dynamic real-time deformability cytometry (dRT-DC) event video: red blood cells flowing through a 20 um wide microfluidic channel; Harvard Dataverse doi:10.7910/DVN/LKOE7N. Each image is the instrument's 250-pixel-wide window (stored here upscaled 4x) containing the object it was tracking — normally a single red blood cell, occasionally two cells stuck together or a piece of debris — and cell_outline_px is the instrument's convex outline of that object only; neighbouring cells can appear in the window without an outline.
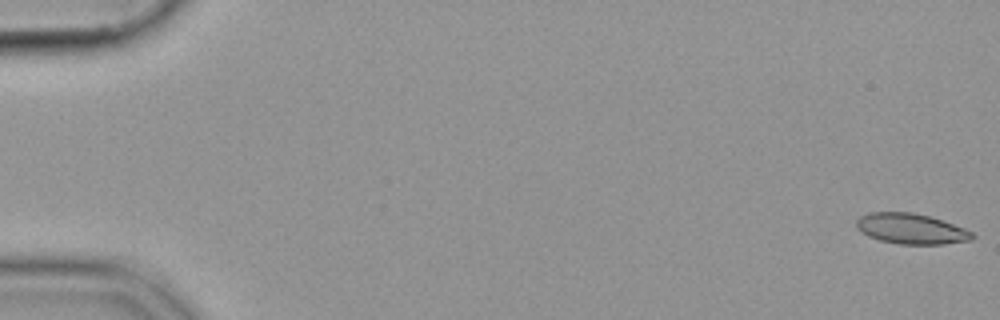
{"species": "common noctule bat (a hibernating species)", "species_latin": "Nyctalus noctula", "temperature_condition": "cold", "stored_images_in_passage": 55, "camera_frame_rate_fps": 3000, "um_per_image_px": 0.085, "animal": {"sex": "female", "body_mass_g": 19.9}, "frame": {"image": 1, "passage_image": 1, "time_ms": 0.0, "image_size_px": [1000, 320], "cell_outline_px": [[976, 236], [972, 240], [944, 244], [900, 244], [880, 240], [868, 236], [860, 232], [856, 228], [856, 220], [860, 216], [868, 212], [912, 212], [928, 216], [964, 228], [972, 232]], "centroid_in_image_um": [77.41, 19.44], "position_along_channel_um": 7.6, "area_um2": 20.58}}
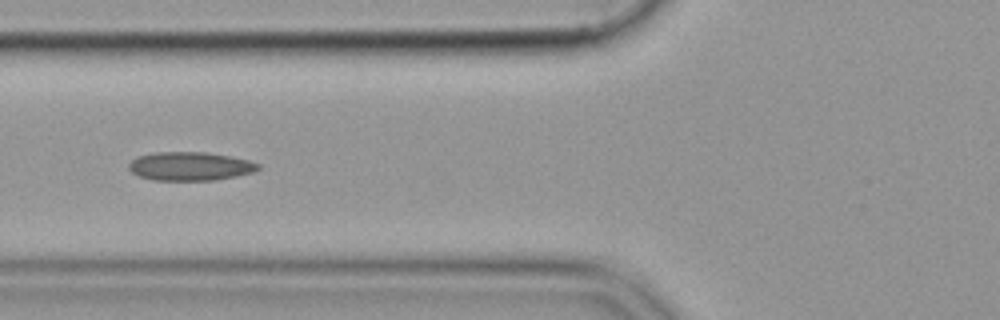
{"frame": {"image": 2, "passage_image": 22, "time_ms": 7.0, "image_size_px": [1000, 320], "cell_outline_px": [[260, 168], [252, 172], [236, 176], [216, 180], [152, 180], [140, 176], [132, 172], [128, 168], [128, 164], [136, 156], [156, 152], [208, 152], [248, 160], [260, 164]], "centroid_in_image_um": [16.14, 14.13], "position_along_channel_um": 109.7, "area_um2": 21.56}}
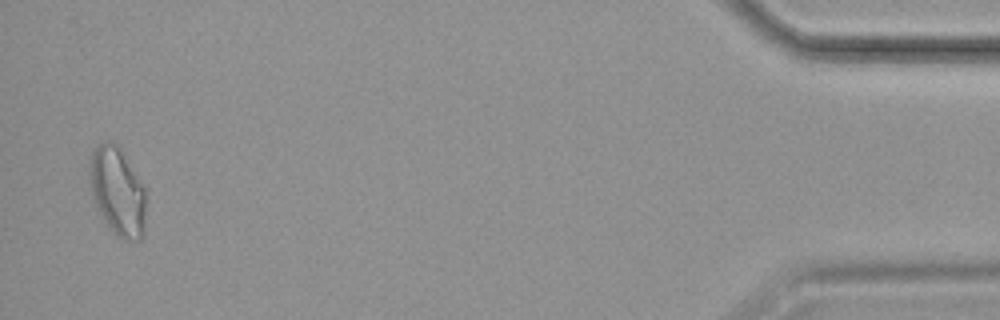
{"frame": {"image": 3, "passage_image": 54, "time_ms": 17.667, "image_size_px": [1000, 320], "cell_outline_px": [[144, 236], [140, 240], [120, 240], [108, 228], [96, 208], [92, 196], [88, 176], [88, 164], [92, 148], [104, 140], [112, 140], [120, 144], [144, 188]], "centroid_in_image_um": [9.93, 16.22], "position_along_channel_um": 425.3, "area_um2": 29.88}}